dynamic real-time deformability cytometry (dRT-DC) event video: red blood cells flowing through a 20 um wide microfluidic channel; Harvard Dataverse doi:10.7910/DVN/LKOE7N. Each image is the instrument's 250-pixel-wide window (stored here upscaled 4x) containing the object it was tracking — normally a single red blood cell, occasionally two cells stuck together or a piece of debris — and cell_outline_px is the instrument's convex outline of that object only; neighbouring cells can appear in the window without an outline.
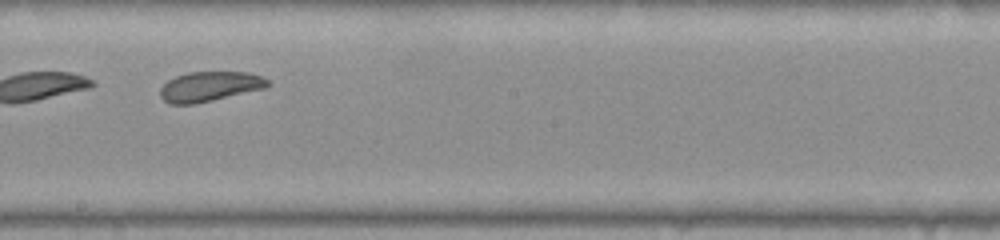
{"species": "common noctule bat (a hibernating species)", "species_latin": "Nyctalus noctula", "temperature_condition": "warm", "stored_images_in_passage": 28, "camera_frame_rate_fps": 3000, "um_per_image_px": 0.085, "animal": {"sex": "female", "body_mass_g": 22.0, "forearm_length_mm": 56.7}, "frame": {"image": 1, "passage_image": 13, "time_ms": 4.0, "image_size_px": [1000, 240], "cell_outline_px": [[272, 84], [264, 88], [212, 100], [192, 104], [172, 104], [164, 100], [160, 96], [160, 88], [168, 80], [176, 76], [188, 72], [248, 72], [260, 76], [268, 80]], "centroid_in_image_um": [17.81, 7.34], "position_along_channel_um": 230.4, "area_um2": 18.5}}